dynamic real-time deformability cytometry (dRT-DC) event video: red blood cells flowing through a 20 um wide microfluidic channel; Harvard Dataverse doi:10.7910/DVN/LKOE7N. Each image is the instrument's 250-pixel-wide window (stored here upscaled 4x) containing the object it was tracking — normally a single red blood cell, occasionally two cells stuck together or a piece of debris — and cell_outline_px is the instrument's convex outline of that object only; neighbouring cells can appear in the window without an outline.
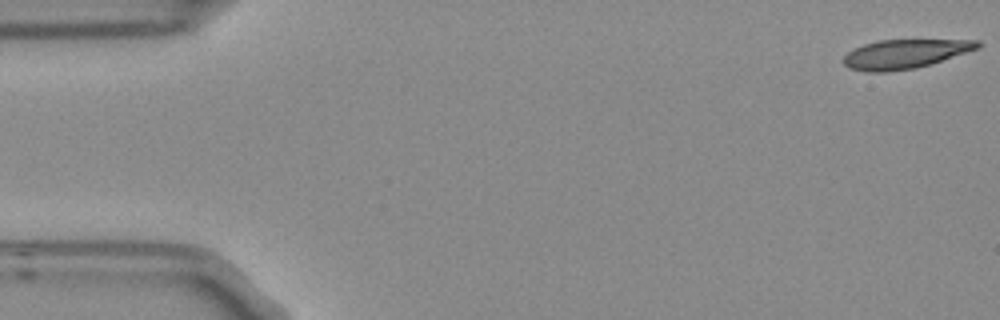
{"species": "Egyptian fruit bat (a non-hibernating species)", "species_latin": "Rousettus aegyptiacus", "temperature_condition": "room temperature", "stored_images_in_passage": 4, "camera_frame_rate_fps": 3000, "um_per_image_px": 0.085, "frame": {"image": 1, "passage_image": 1, "time_ms": 0.0, "image_size_px": [1000, 320], "cell_outline_px": [[984, 44], [980, 48], [916, 68], [888, 72], [864, 72], [848, 68], [840, 60], [848, 52], [864, 44], [876, 40], [980, 40]], "centroid_in_image_um": [76.9, 4.59], "position_along_channel_um": 8.1, "area_um2": 22.89}}